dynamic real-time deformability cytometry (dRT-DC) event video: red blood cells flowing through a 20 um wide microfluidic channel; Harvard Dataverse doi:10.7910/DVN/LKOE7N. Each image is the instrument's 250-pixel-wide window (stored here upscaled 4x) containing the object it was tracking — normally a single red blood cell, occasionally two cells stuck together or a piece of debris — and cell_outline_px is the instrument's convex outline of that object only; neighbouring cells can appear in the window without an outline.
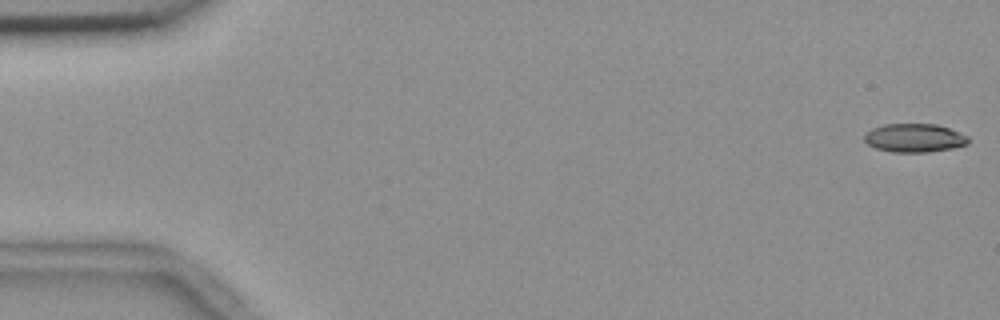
{"species": "common noctule bat (a hibernating species)", "species_latin": "Nyctalus noctula", "temperature_condition": "room temperature", "stored_images_in_passage": 55, "camera_frame_rate_fps": 3000, "um_per_image_px": 0.085, "animal": {"sex": "female", "body_mass_g": 18.4}, "frame": {"image": 1, "passage_image": 1, "time_ms": 0.0, "image_size_px": [1000, 320], "cell_outline_px": [[968, 144], [952, 148], [928, 152], [892, 152], [876, 148], [868, 144], [864, 140], [864, 136], [872, 128], [884, 124], [936, 124], [960, 132], [968, 136]], "centroid_in_image_um": [77.73, 11.72], "position_along_channel_um": 7.3, "area_um2": 17.22}}
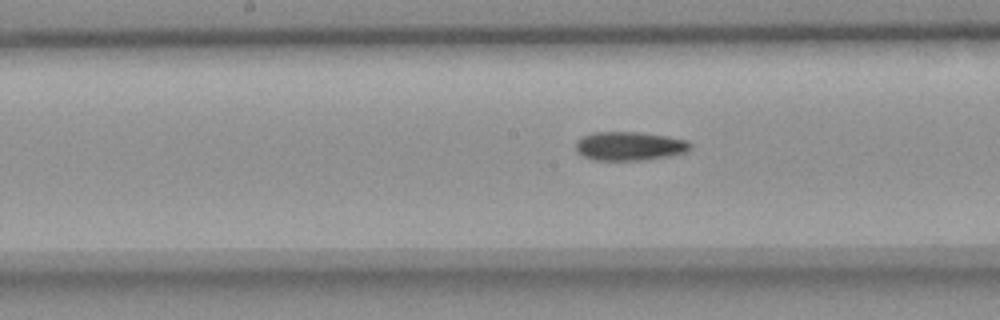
{"frame": {"image": 2, "passage_image": 28, "time_ms": 9.0, "image_size_px": [1000, 320], "cell_outline_px": [[692, 148], [688, 152], [648, 160], [592, 160], [576, 152], [576, 140], [592, 132], [636, 132], [668, 136], [688, 140], [692, 144]], "centroid_in_image_um": [53.54, 12.42], "position_along_channel_um": 194.7, "area_um2": 19.48}}
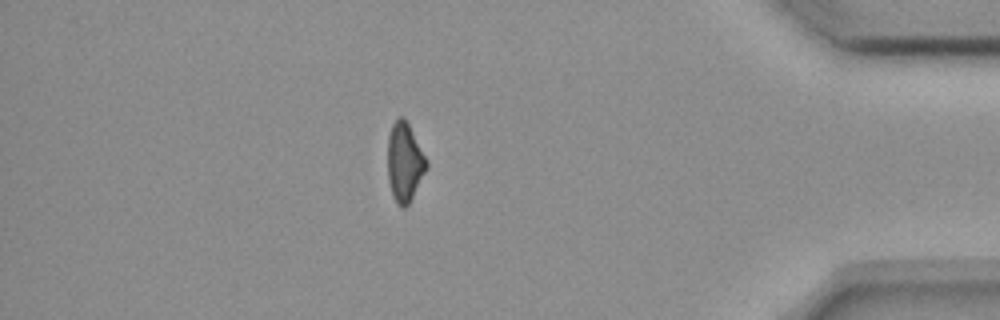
{"frame": {"image": 3, "passage_image": 48, "time_ms": 15.667, "image_size_px": [1000, 320], "cell_outline_px": [[428, 168], [408, 204], [404, 208], [400, 208], [396, 204], [392, 196], [388, 180], [388, 136], [392, 124], [400, 116], [404, 116], [428, 160]], "centroid_in_image_um": [34.39, 13.8], "position_along_channel_um": 400.8, "area_um2": 18.03}, "authors_computed_cell_mechanics": {"area_um2": 18.6116, "velocity_mm_per_s": 3.6852, "shape_relaxation_time_tau1_ms": null, "shape_relaxation_time_tau2_ms": 10.0383, "deformation_change_tau1": null, "deformation_change_tau2": 0.2044}}